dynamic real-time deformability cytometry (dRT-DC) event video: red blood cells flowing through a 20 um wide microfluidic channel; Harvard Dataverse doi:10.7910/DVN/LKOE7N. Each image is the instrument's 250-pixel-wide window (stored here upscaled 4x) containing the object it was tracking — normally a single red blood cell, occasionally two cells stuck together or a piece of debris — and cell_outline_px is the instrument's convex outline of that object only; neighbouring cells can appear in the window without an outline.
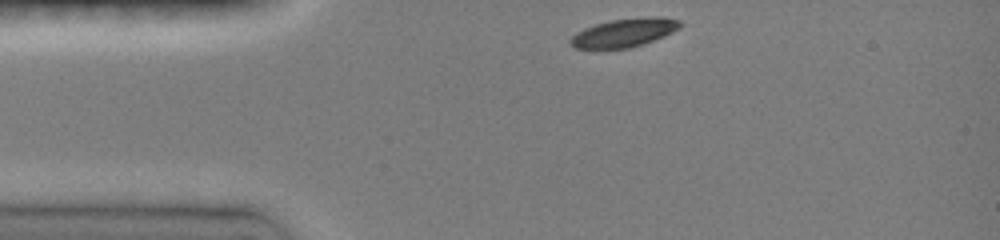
{"species": "common noctule bat (a hibernating species)", "species_latin": "Nyctalus noctula", "temperature_condition": "room temperature", "stored_images_in_passage": 52, "camera_frame_rate_fps": 3000, "um_per_image_px": 0.085, "animal": {"sex": "female", "body_mass_g": 19.0, "forearm_length_mm": 51.5}, "frame": {"image": 1, "passage_image": 1, "time_ms": 0.0, "image_size_px": [1000, 240], "cell_outline_px": [[684, 24], [680, 28], [664, 36], [644, 44], [628, 48], [576, 48], [568, 44], [568, 40], [576, 32], [584, 28], [596, 24], [612, 20], [656, 16], [664, 16], [680, 20]], "centroid_in_image_um": [53.09, 2.77], "position_along_channel_um": 31.9, "area_um2": 18.26}}
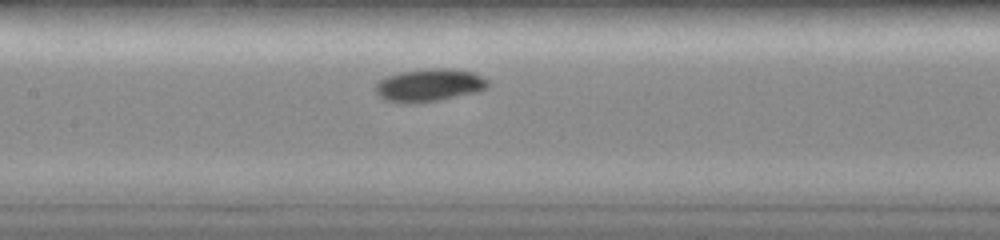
{"frame": {"image": 2, "passage_image": 18, "time_ms": 4.333, "image_size_px": [1000, 240], "cell_outline_px": [[488, 88], [480, 92], [416, 104], [404, 104], [384, 100], [376, 96], [372, 88], [380, 80], [388, 76], [400, 72], [428, 68], [456, 68], [472, 72], [488, 80]], "centroid_in_image_um": [36.45, 7.26], "position_along_channel_um": 171.0, "area_um2": 22.02}}
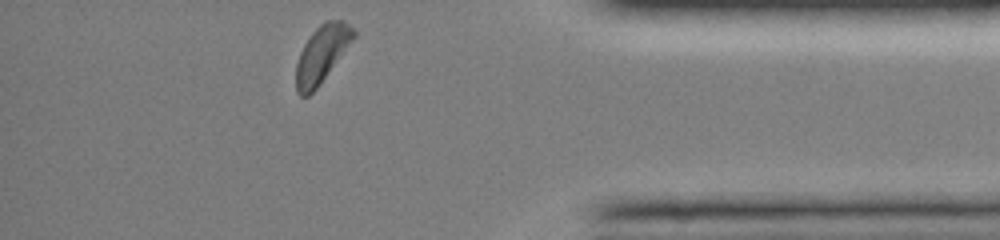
{"frame": {"image": 3, "passage_image": 51, "time_ms": 10.667, "image_size_px": [1000, 240], "cell_outline_px": [[356, 36], [316, 88], [308, 96], [300, 96], [296, 92], [296, 64], [300, 52], [304, 44], [312, 32], [324, 20], [344, 20], [356, 32]], "centroid_in_image_um": [27.34, 4.57], "position_along_channel_um": 407.9, "area_um2": 18.84}, "authors_computed_cell_mechanics": {"area_um2": 20.0277, "velocity_mm_per_s": 4.0106, "shape_relaxation_time_tau1_ms": 3.4525, "shape_relaxation_time_tau2_ms": null, "deformation_change_tau1": 0.1456, "deformation_change_tau2": null}}